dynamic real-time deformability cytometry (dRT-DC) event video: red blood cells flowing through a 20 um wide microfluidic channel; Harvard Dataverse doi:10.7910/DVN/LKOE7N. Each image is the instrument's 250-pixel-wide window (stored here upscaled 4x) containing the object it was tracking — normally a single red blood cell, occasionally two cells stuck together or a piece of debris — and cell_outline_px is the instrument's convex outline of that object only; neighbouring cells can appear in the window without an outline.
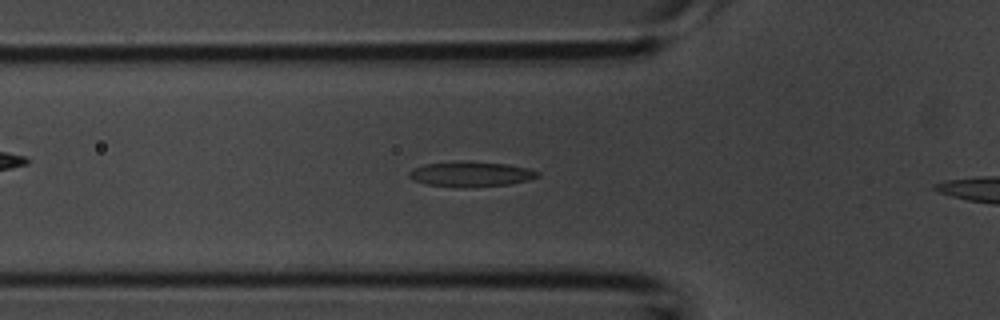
{"species": "common noctule bat (a hibernating species)", "species_latin": "Nyctalus noctula", "temperature_condition": "room temperature", "stored_images_in_passage": 32, "camera_frame_rate_fps": 3000, "um_per_image_px": 0.085, "animal": {"sex": "male", "body_mass_g": 20.1, "forearm_length_mm": 53.5}, "frame": {"image": 1, "passage_image": 6, "time_ms": 1.667, "image_size_px": [1000, 320], "cell_outline_px": [[540, 176], [528, 180], [508, 184], [472, 188], [456, 188], [424, 184], [412, 180], [408, 176], [408, 172], [412, 168], [424, 164], [460, 160], [468, 160], [508, 164], [528, 168], [540, 172]], "centroid_in_image_um": [39.98, 14.8], "position_along_channel_um": 85.8, "area_um2": 19.54}}
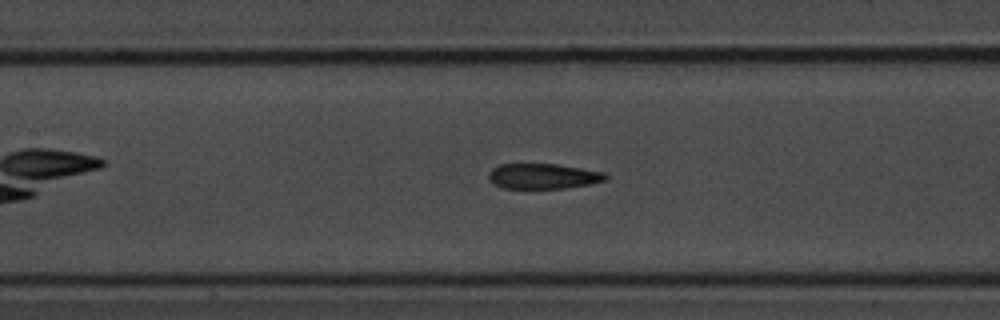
{"frame": {"image": 2, "passage_image": 12, "time_ms": 3.667, "image_size_px": [1000, 320], "cell_outline_px": [[608, 180], [588, 184], [564, 188], [504, 188], [492, 184], [488, 180], [488, 172], [492, 168], [500, 164], [556, 164], [604, 172], [608, 176]], "centroid_in_image_um": [46.13, 14.97], "position_along_channel_um": 161.3, "area_um2": 17.28}}
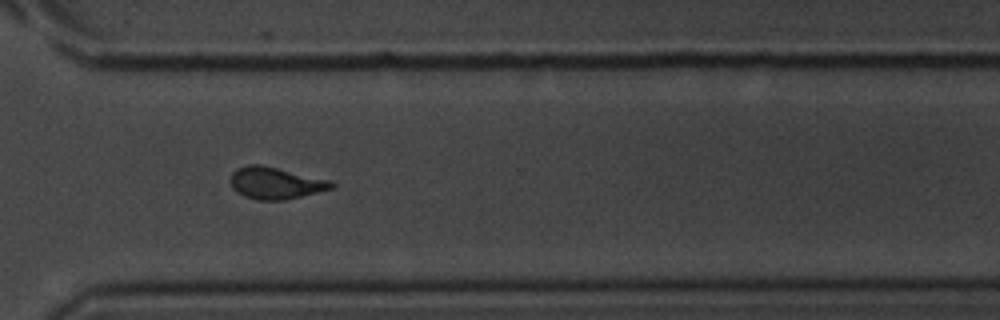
{"frame": {"image": 3, "passage_image": 27, "time_ms": 8.667, "image_size_px": [1000, 320], "cell_outline_px": [[336, 188], [284, 200], [260, 200], [244, 196], [232, 188], [232, 172], [236, 168], [248, 164], [260, 164], [332, 180], [336, 184]], "centroid_in_image_um": [23.48, 15.55], "position_along_channel_um": 347.1, "area_um2": 18.84}}